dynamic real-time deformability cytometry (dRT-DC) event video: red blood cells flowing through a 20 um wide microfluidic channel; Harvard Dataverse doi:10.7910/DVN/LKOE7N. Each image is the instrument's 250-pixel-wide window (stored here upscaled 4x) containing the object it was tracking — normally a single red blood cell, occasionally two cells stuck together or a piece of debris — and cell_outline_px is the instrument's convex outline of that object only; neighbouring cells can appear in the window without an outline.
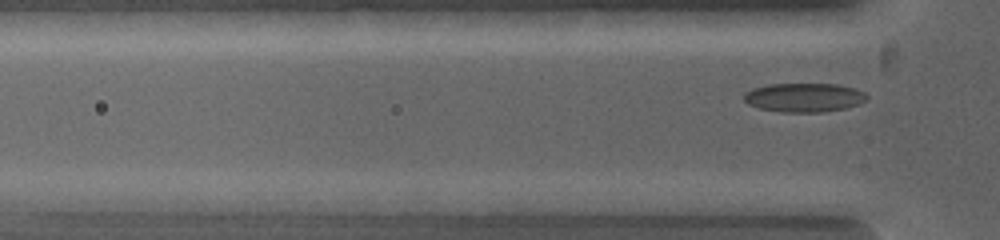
{"species": "common noctule bat (a hibernating species)", "species_latin": "Nyctalus noctula", "temperature_condition": "warm", "stored_images_in_passage": 3, "camera_frame_rate_fps": 5000, "um_per_image_px": 0.085, "animal": {"sex": "female", "body_mass_g": 19.0, "forearm_length_mm": 53.3}, "frame": {"image": 1, "passage_image": 3, "time_ms": 1.0, "image_size_px": [1000, 240], "cell_outline_px": [[868, 100], [844, 108], [820, 112], [784, 112], [760, 108], [748, 104], [744, 100], [744, 96], [748, 92], [756, 88], [772, 84], [836, 84], [852, 88], [864, 92], [868, 96]], "centroid_in_image_um": [68.38, 8.29], "position_along_channel_um": 57.4, "area_um2": 20.29}}